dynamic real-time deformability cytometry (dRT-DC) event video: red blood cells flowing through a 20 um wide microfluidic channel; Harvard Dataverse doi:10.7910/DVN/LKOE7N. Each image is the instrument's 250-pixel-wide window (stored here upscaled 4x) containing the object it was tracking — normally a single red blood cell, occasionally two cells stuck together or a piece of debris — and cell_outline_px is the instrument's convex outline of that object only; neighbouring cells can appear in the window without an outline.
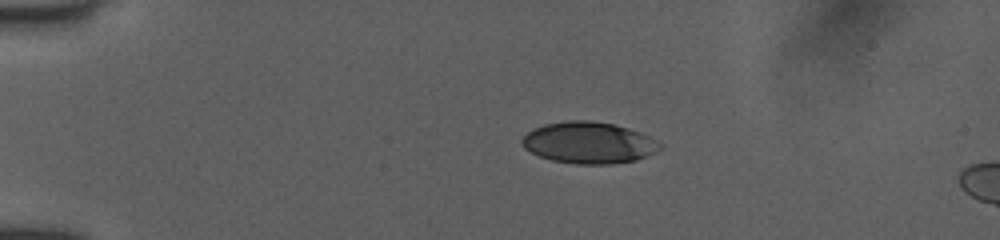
{"species": "human", "species_latin": "Homo sapiens", "temperature_condition": "room temperature", "stored_images_in_passage": 7, "camera_frame_rate_fps": 3000, "um_per_image_px": 0.085, "donor": {"sex": "female"}, "frame": {"image": 1, "passage_image": 1, "time_ms": 0.0, "image_size_px": [1000, 240], "cell_outline_px": [[660, 148], [636, 160], [608, 164], [576, 164], [552, 160], [540, 156], [524, 148], [520, 140], [532, 128], [544, 124], [568, 120], [588, 120], [612, 124], [628, 128], [640, 132], [648, 136], [660, 144]], "centroid_in_image_um": [49.98, 12.12], "position_along_channel_um": 35.0, "area_um2": 33.0}}